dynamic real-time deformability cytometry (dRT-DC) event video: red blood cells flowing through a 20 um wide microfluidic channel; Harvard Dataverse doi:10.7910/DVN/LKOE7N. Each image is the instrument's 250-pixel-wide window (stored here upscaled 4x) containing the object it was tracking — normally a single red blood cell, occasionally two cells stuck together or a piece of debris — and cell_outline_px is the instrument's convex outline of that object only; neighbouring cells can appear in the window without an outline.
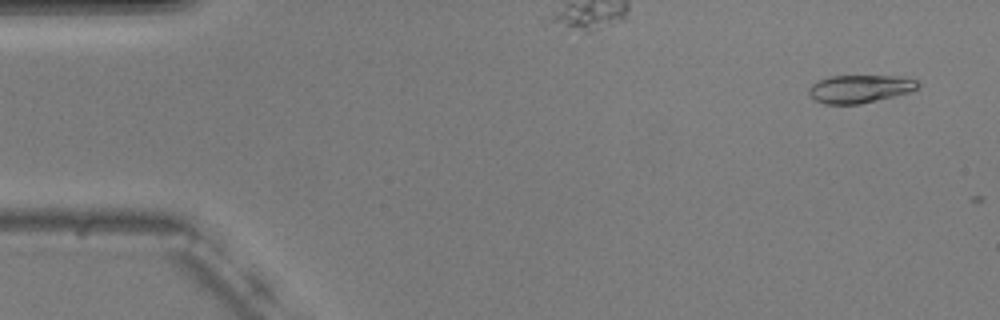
{"species": "common noctule bat (a hibernating species)", "species_latin": "Nyctalus noctula", "temperature_condition": "warm", "stored_images_in_passage": 4, "camera_frame_rate_fps": 3000, "um_per_image_px": 0.085, "animal": {"sex": "male", "body_mass_g": 20.5, "forearm_length_mm": 52.5}, "frame": {"image": 1, "passage_image": 3, "time_ms": 0.667, "image_size_px": [1000, 320], "cell_outline_px": [[920, 88], [912, 92], [860, 104], [824, 104], [816, 100], [808, 92], [808, 88], [816, 80], [828, 76], [904, 76], [916, 80], [920, 84]], "centroid_in_image_um": [73.12, 7.54], "position_along_channel_um": 11.9, "area_um2": 18.03}}